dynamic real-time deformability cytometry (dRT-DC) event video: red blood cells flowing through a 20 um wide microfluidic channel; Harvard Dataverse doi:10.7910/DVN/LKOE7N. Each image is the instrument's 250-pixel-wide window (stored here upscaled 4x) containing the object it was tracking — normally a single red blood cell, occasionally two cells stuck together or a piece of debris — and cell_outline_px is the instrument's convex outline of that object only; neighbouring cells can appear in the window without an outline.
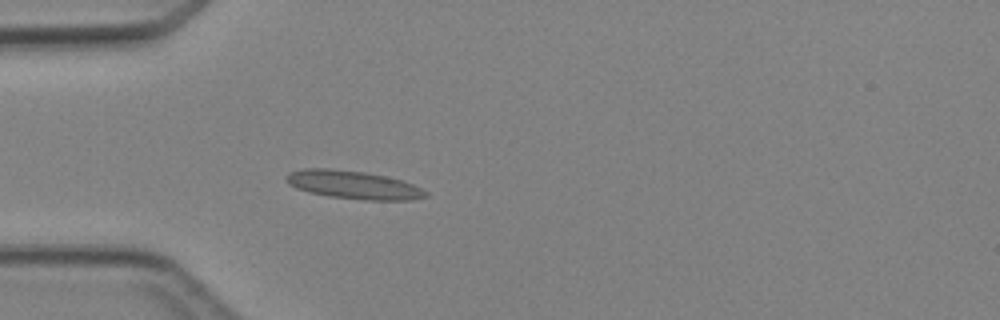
{"species": "Egyptian fruit bat (a non-hibernating species)", "species_latin": "Rousettus aegyptiacus", "temperature_condition": "cold", "stored_images_in_passage": 3, "camera_frame_rate_fps": 3000, "um_per_image_px": 0.085, "animal": {"sex": "female"}, "frame": {"image": 1, "passage_image": 3, "time_ms": 2.333, "image_size_px": [1000, 320], "cell_outline_px": [[428, 196], [412, 200], [368, 200], [328, 196], [308, 192], [296, 188], [288, 184], [284, 180], [288, 172], [304, 168], [332, 168], [364, 172], [384, 176], [400, 180], [412, 184], [428, 192]], "centroid_in_image_um": [29.98, 15.71], "position_along_channel_um": 55.0, "area_um2": 22.95}}